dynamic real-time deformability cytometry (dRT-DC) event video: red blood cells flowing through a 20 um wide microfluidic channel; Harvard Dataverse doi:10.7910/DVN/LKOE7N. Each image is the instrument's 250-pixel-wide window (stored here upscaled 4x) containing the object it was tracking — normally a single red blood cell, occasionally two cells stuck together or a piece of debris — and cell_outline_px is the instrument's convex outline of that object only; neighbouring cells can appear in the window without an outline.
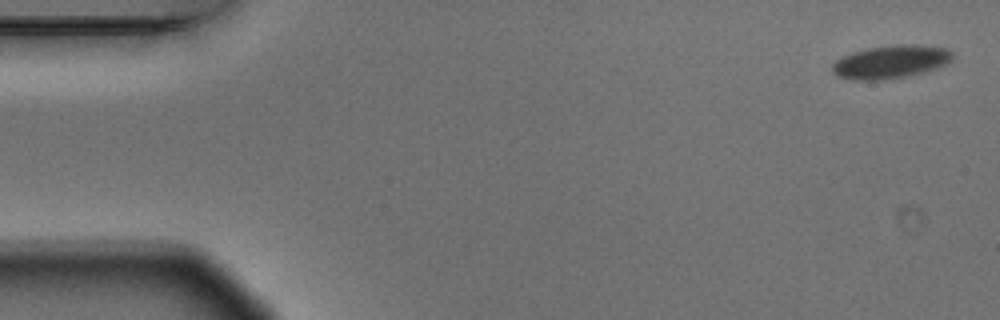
{"species": "Egyptian fruit bat (a non-hibernating species)", "species_latin": "Rousettus aegyptiacus", "temperature_condition": "warm", "stored_images_in_passage": 5, "camera_frame_rate_fps": 3000, "um_per_image_px": 0.085, "animal": {"sex": "male"}, "frame": {"image": 1, "passage_image": 1, "time_ms": 0.0, "image_size_px": [1000, 320], "cell_outline_px": [[952, 60], [948, 64], [924, 72], [904, 76], [880, 80], [852, 80], [836, 76], [832, 72], [832, 64], [836, 60], [852, 52], [868, 48], [892, 44], [912, 44], [948, 48], [952, 52]], "centroid_in_image_um": [75.71, 5.25], "position_along_channel_um": 9.3, "area_um2": 23.35}}
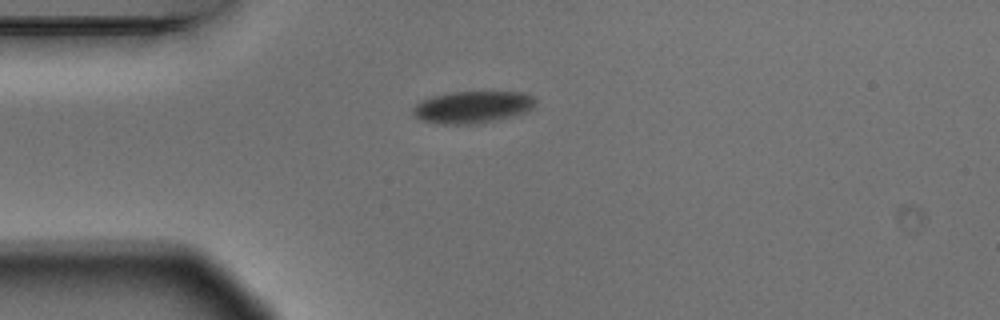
{"frame": {"image": 2, "passage_image": 4, "time_ms": 1.0, "image_size_px": [1000, 320], "cell_outline_px": [[536, 104], [532, 108], [524, 112], [492, 120], [472, 124], [444, 124], [420, 120], [412, 112], [412, 108], [420, 100], [432, 96], [452, 92], [524, 92], [532, 96], [536, 100]], "centroid_in_image_um": [40.12, 9.08], "position_along_channel_um": 44.9, "area_um2": 22.6}}